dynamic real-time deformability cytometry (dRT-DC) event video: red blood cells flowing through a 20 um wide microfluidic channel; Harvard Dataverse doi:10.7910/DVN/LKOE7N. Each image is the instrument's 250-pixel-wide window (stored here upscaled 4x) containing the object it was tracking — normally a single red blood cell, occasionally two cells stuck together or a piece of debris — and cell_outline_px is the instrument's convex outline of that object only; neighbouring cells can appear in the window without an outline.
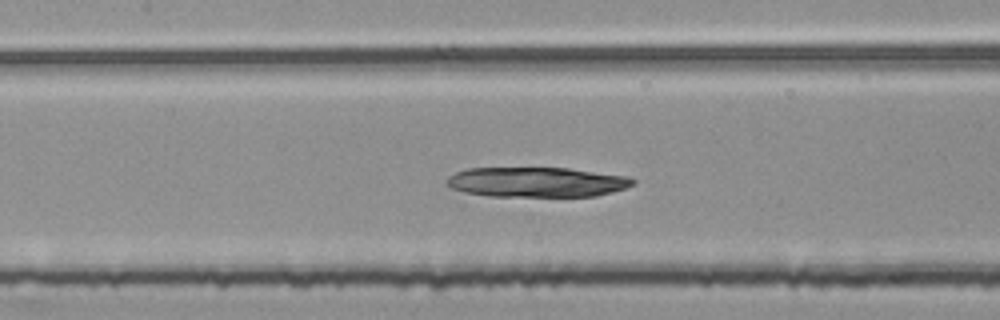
{"species": "common noctule bat (a hibernating species)", "species_latin": "Nyctalus noctula", "temperature_condition": "room temperature", "stored_images_in_passage": 51, "camera_frame_rate_fps": 3000, "um_per_image_px": 0.085, "animal": {"sex": "female", "body_mass_g": 25.1}, "frame": {"image": 1, "passage_image": 24, "time_ms": 7.667, "image_size_px": [1000, 320], "cell_outline_px": [[636, 184], [612, 192], [596, 196], [488, 196], [464, 192], [452, 188], [448, 184], [448, 176], [456, 172], [468, 168], [568, 168], [628, 176], [636, 180]], "centroid_in_image_um": [45.66, 15.47], "position_along_channel_um": 161.7, "area_um2": 32.43}}
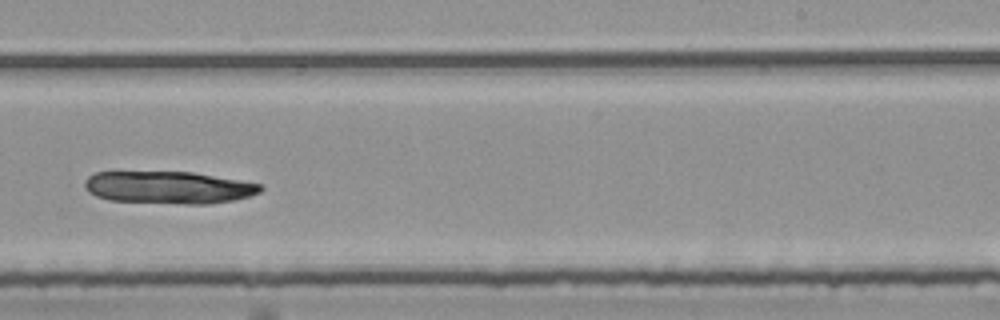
{"frame": {"image": 2, "passage_image": 33, "time_ms": 10.667, "image_size_px": [1000, 320], "cell_outline_px": [[264, 188], [260, 192], [236, 200], [208, 204], [184, 204], [108, 200], [96, 196], [88, 192], [84, 184], [84, 180], [88, 176], [96, 172], [192, 172], [260, 184]], "centroid_in_image_um": [14.3, 15.94], "position_along_channel_um": 274.7, "area_um2": 33.12}}
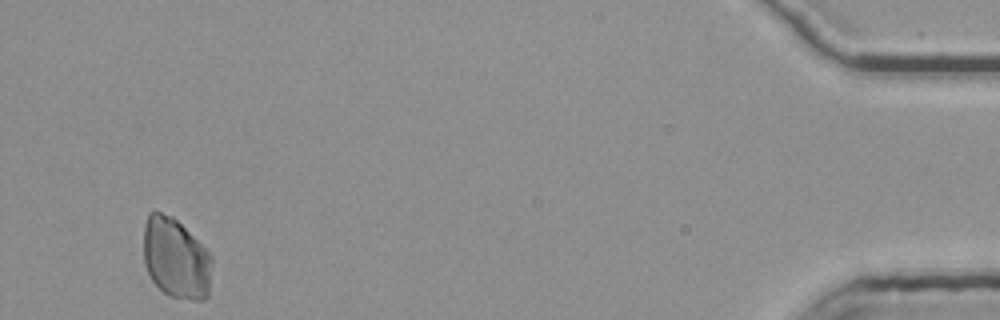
{"frame": {"image": 3, "passage_image": 51, "time_ms": 16.667, "image_size_px": [1000, 320], "cell_outline_px": [[212, 264], [208, 296], [204, 300], [192, 300], [168, 296], [152, 280], [144, 264], [144, 224], [148, 212], [160, 212], [172, 216], [212, 256]], "centroid_in_image_um": [14.94, 21.98], "position_along_channel_um": 420.3, "area_um2": 31.96}}